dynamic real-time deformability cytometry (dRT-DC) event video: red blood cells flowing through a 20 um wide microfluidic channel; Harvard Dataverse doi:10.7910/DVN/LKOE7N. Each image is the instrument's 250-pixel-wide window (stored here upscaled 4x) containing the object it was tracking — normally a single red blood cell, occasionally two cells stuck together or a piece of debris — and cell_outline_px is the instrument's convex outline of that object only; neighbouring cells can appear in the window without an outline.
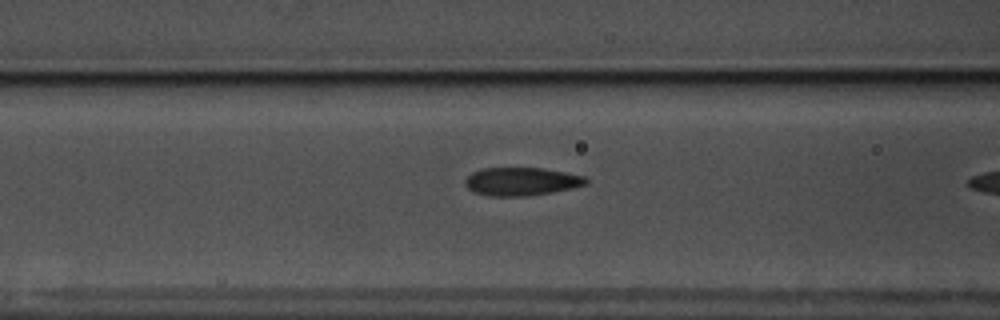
{"species": "common noctule bat (a hibernating species)", "species_latin": "Nyctalus noctula", "temperature_condition": "warm", "stored_images_in_passage": 10, "camera_frame_rate_fps": 3000, "um_per_image_px": 0.085, "animal": {"sex": "male", "body_mass_g": 17.5, "forearm_length_mm": 52.3}, "frame": {"image": 1, "passage_image": 9, "time_ms": 2.667, "image_size_px": [1000, 320], "cell_outline_px": [[588, 184], [572, 188], [552, 192], [528, 196], [488, 196], [472, 192], [464, 184], [464, 180], [472, 172], [480, 168], [544, 168], [584, 176], [588, 180]], "centroid_in_image_um": [44.29, 15.43], "position_along_channel_um": 122.3, "area_um2": 20.0}}